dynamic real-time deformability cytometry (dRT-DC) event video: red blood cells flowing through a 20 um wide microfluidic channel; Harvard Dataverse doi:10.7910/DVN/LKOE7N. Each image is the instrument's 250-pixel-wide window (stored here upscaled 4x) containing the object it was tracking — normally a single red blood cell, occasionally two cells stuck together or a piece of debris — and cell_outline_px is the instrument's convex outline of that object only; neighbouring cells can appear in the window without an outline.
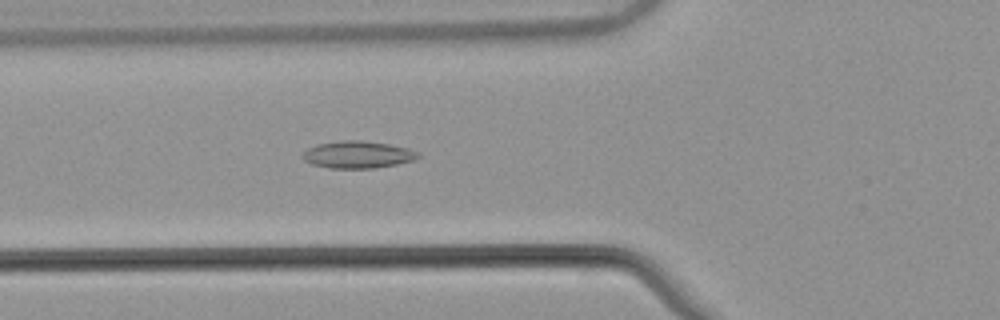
{"species": "common noctule bat (a hibernating species)", "species_latin": "Nyctalus noctula", "temperature_condition": "warm", "stored_images_in_passage": 37, "camera_frame_rate_fps": 3000, "um_per_image_px": 0.085, "animal": {"sex": "male", "body_mass_g": 21.5, "forearm_length_mm": 52.0}, "frame": {"image": 1, "passage_image": 3, "time_ms": 0.667, "image_size_px": [1000, 320], "cell_outline_px": [[420, 156], [412, 160], [396, 164], [376, 168], [328, 168], [312, 164], [304, 160], [300, 156], [308, 148], [316, 144], [340, 140], [360, 140], [388, 144], [408, 148], [420, 152]], "centroid_in_image_um": [30.38, 13.14], "position_along_channel_um": 95.4, "area_um2": 18.32}}
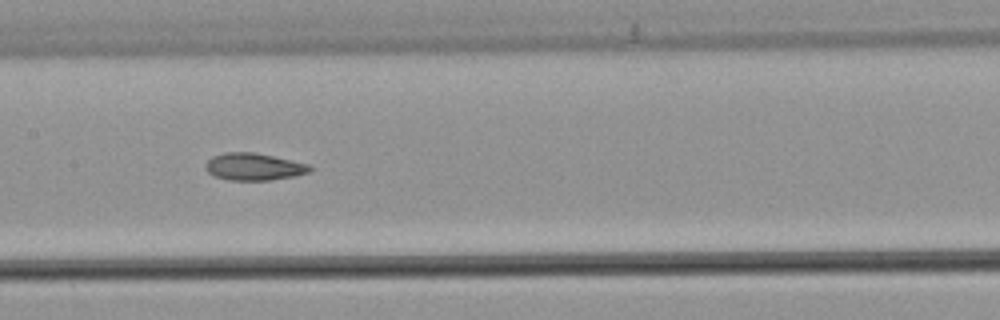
{"frame": {"image": 2, "passage_image": 10, "time_ms": 3.0, "image_size_px": [1000, 320], "cell_outline_px": [[312, 168], [308, 172], [296, 176], [272, 180], [228, 180], [216, 176], [208, 172], [204, 168], [204, 164], [212, 156], [224, 152], [252, 152], [272, 156], [308, 164]], "centroid_in_image_um": [21.54, 14.17], "position_along_channel_um": 185.9, "area_um2": 16.47}}
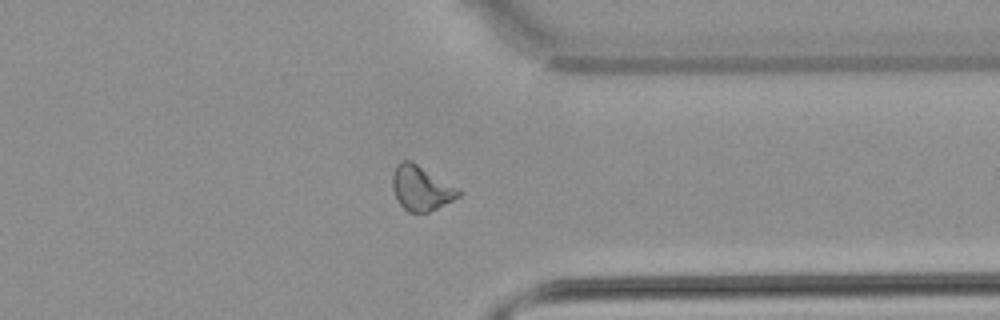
{"frame": {"image": 3, "passage_image": 25, "time_ms": 8.0, "image_size_px": [1000, 320], "cell_outline_px": [[464, 192], [460, 196], [428, 212], [408, 212], [400, 204], [392, 188], [392, 176], [396, 164], [400, 160], [412, 160]], "centroid_in_image_um": [35.78, 15.96], "position_along_channel_um": 375.6, "area_um2": 17.17}, "authors_computed_cell_mechanics": {"area_um2": 16.5886, "velocity_mm_per_s": 3.86, "shape_relaxation_time_tau1_ms": 9.369, "shape_relaxation_time_tau2_ms": 2.7698, "deformation_change_tau1": 0.193, "deformation_change_tau2": 0.0856}}